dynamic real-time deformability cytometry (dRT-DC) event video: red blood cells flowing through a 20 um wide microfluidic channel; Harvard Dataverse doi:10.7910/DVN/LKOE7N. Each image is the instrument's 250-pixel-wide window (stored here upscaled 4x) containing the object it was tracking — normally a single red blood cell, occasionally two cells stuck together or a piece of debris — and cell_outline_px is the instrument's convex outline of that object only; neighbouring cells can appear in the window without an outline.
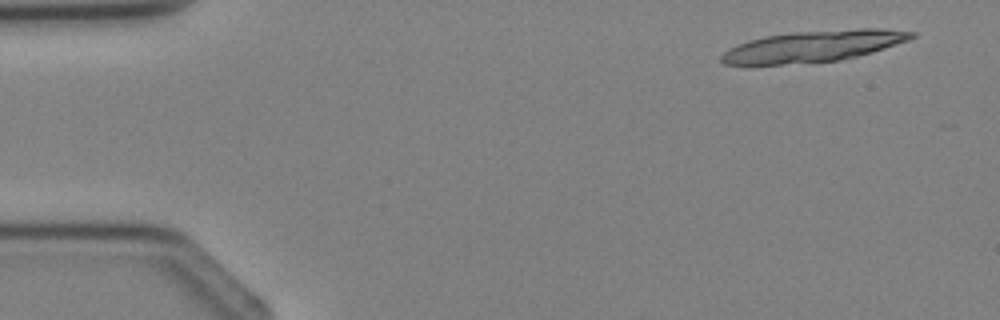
{"species": "Egyptian fruit bat (a non-hibernating species)", "species_latin": "Rousettus aegyptiacus", "temperature_condition": "cold", "stored_images_in_passage": 4, "camera_frame_rate_fps": 3000, "um_per_image_px": 0.085, "animal": {"sex": "female"}, "frame": {"image": 1, "passage_image": 1, "time_ms": 0.0, "image_size_px": [1000, 320], "cell_outline_px": [[916, 36], [908, 40], [884, 48], [856, 56], [836, 60], [780, 64], [724, 64], [720, 60], [720, 56], [728, 48], [748, 40], [764, 36], [792, 32], [864, 28], [880, 28], [916, 32]], "centroid_in_image_um": [69.12, 3.91], "position_along_channel_um": 15.9, "area_um2": 34.22}}